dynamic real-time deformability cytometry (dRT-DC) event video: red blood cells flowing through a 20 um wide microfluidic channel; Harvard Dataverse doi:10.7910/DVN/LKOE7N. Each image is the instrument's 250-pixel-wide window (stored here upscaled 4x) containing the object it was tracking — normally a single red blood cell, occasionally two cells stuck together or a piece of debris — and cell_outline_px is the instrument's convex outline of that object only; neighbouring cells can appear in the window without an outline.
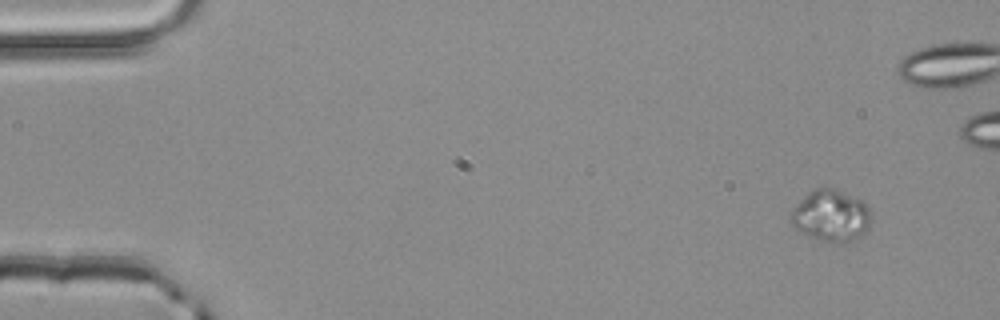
{"species": "common noctule bat (a hibernating species)", "species_latin": "Nyctalus noctula", "temperature_condition": "room temperature", "stored_images_in_passage": 51, "camera_frame_rate_fps": 3000, "um_per_image_px": 0.085, "animal": {"sex": "male", "body_mass_g": 20.4}, "frame": {"image": 1, "passage_image": 1, "time_ms": 0.0, "image_size_px": [1000, 320], "cell_outline_px": [[868, 228], [864, 236], [860, 240], [844, 244], [836, 244], [820, 240], [796, 232], [788, 220], [788, 216], [792, 208], [812, 188], [824, 184], [836, 188], [860, 200], [868, 208]], "centroid_in_image_um": [70.56, 18.36], "position_along_channel_um": 14.4, "area_um2": 25.2}}
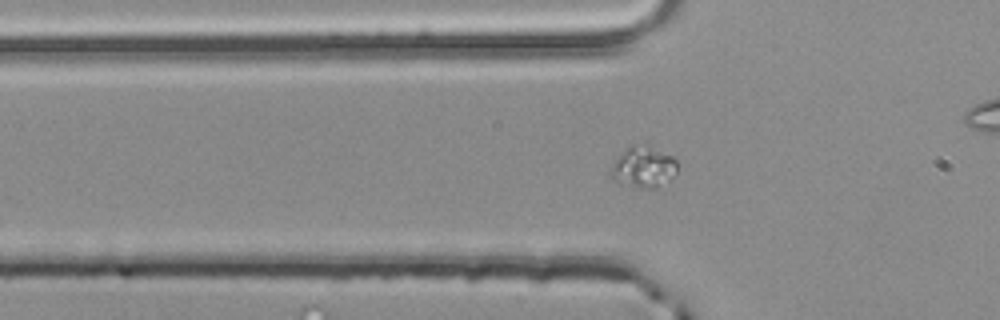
{"frame": {"image": 2, "passage_image": 15, "time_ms": 4.667, "image_size_px": [1000, 320], "cell_outline_px": [[676, 172], [668, 180], [656, 188], [640, 188], [612, 180], [608, 176], [608, 172], [612, 164], [632, 144], [648, 148], [672, 156], [676, 160]], "centroid_in_image_um": [54.64, 14.26], "position_along_channel_um": 71.2, "area_um2": 15.32}}